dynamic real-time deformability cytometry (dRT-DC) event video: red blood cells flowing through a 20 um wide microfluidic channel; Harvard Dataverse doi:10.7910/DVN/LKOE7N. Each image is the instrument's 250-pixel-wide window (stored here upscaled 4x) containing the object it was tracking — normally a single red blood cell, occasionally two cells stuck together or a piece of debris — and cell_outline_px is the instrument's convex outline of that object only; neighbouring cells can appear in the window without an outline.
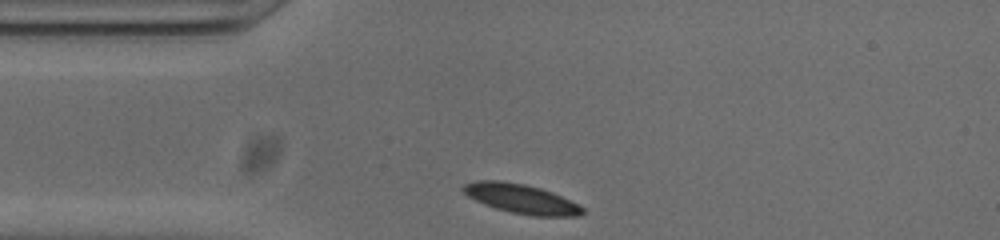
{"species": "common noctule bat (a hibernating species)", "species_latin": "Nyctalus noctula", "temperature_condition": "cold", "stored_images_in_passage": 30, "camera_frame_rate_fps": 3000, "um_per_image_px": 0.085, "animal": {"sex": "male", "body_mass_g": 20.0, "forearm_length_mm": 53.3}, "frame": {"image": 1, "passage_image": 1, "time_ms": 0.0, "image_size_px": [1000, 240], "cell_outline_px": [[584, 212], [580, 216], [532, 216], [512, 212], [496, 208], [484, 204], [468, 196], [460, 188], [464, 184], [476, 180], [500, 180], [524, 184], [540, 188], [552, 192], [584, 208]], "centroid_in_image_um": [44.27, 16.89], "position_along_channel_um": 40.7, "area_um2": 20.23}}
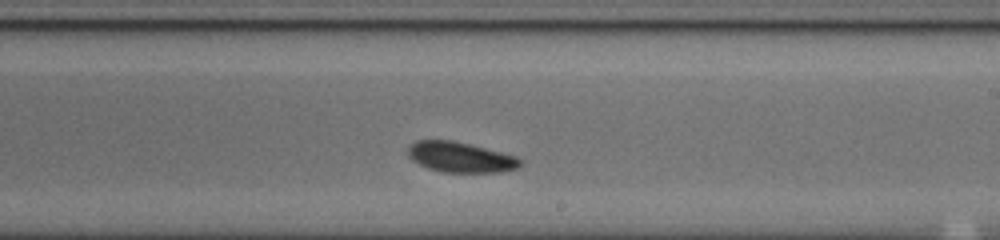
{"frame": {"image": 2, "passage_image": 19, "time_ms": 6.0, "image_size_px": [1000, 240], "cell_outline_px": [[524, 164], [516, 168], [500, 172], [444, 172], [428, 168], [412, 160], [408, 156], [408, 148], [416, 140], [452, 140], [516, 156], [524, 160]], "centroid_in_image_um": [39.16, 13.36], "position_along_channel_um": 249.8, "area_um2": 19.71}}
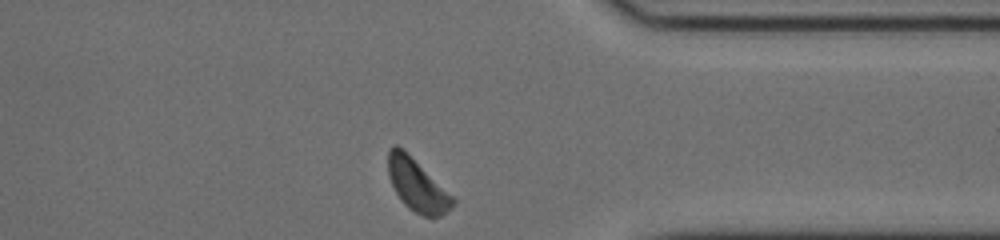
{"frame": {"image": 3, "passage_image": 30, "time_ms": 9.667, "image_size_px": [1000, 240], "cell_outline_px": [[456, 204], [452, 208], [440, 216], [424, 216], [408, 208], [404, 204], [396, 192], [388, 176], [388, 148], [396, 144], [404, 148], [456, 200]], "centroid_in_image_um": [35.44, 15.71], "position_along_channel_um": 376.0, "area_um2": 19.59}, "authors_computed_cell_mechanics": {"area_um2": 19.941, "velocity_mm_per_s": 3.7647, "shape_relaxation_time_tau1_ms": 4.2706, "shape_relaxation_time_tau2_ms": null, "deformation_change_tau1": 0.1037, "deformation_change_tau2": null}}